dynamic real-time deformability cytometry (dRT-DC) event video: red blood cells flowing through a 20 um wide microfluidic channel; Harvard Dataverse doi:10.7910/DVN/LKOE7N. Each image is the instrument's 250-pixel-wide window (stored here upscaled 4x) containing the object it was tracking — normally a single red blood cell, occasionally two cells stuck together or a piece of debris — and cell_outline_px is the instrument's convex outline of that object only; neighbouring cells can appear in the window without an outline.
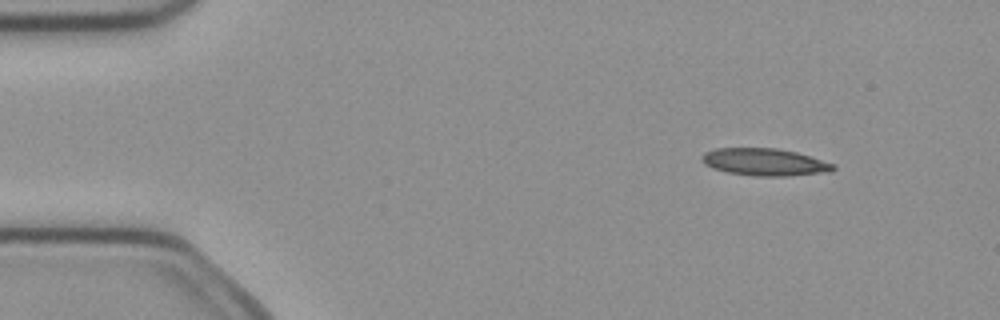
{"species": "common noctule bat (a hibernating species)", "species_latin": "Nyctalus noctula", "temperature_condition": "cold", "stored_images_in_passage": 5, "camera_frame_rate_fps": 3000, "um_per_image_px": 0.085, "animal": {"sex": "female", "body_mass_g": 21.9}, "frame": {"image": 1, "passage_image": 2, "time_ms": 0.333, "image_size_px": [1000, 320], "cell_outline_px": [[836, 168], [832, 172], [784, 176], [756, 176], [728, 172], [712, 168], [704, 164], [700, 160], [700, 156], [704, 152], [716, 148], [776, 148], [796, 152], [836, 164]], "centroid_in_image_um": [64.99, 13.77], "position_along_channel_um": 20.0, "area_um2": 21.04}}
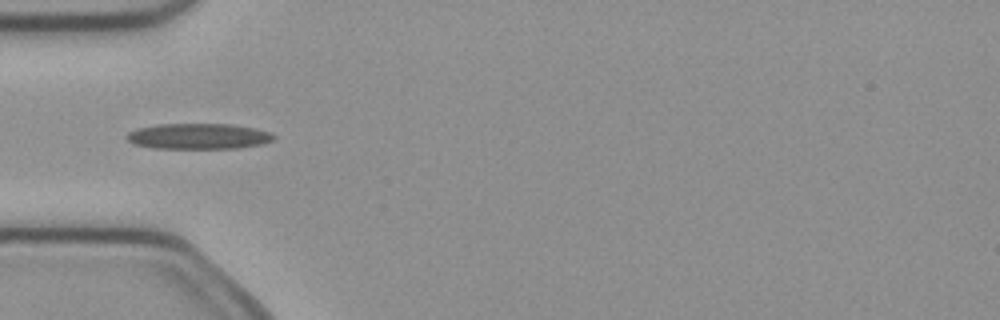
{"frame": {"image": 2, "passage_image": 5, "time_ms": 1.333, "image_size_px": [1000, 320], "cell_outline_px": [[276, 136], [272, 140], [260, 144], [240, 148], [152, 148], [132, 144], [124, 136], [128, 132], [136, 128], [156, 124], [232, 124], [256, 128], [272, 132]], "centroid_in_image_um": [16.84, 11.57], "position_along_channel_um": 68.2, "area_um2": 22.25}}